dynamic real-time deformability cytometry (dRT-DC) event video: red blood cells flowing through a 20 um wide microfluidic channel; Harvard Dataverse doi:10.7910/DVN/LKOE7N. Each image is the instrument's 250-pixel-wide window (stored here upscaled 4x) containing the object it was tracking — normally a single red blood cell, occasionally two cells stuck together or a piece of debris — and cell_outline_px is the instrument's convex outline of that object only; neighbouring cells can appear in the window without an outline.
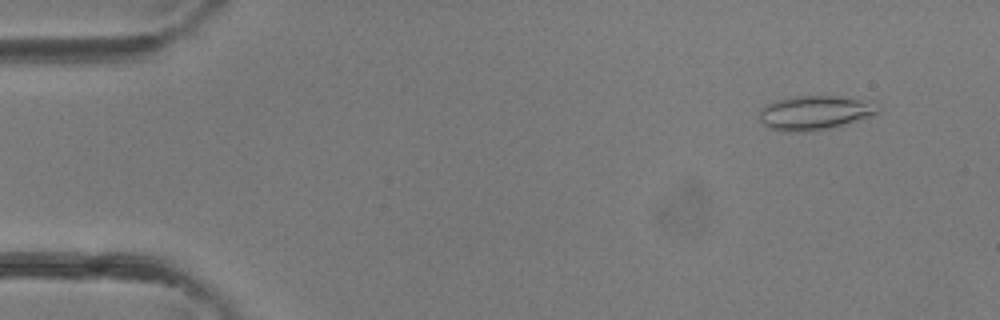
{"species": "common noctule bat (a hibernating species)", "species_latin": "Nyctalus noctula", "temperature_condition": "room temperature", "stored_images_in_passage": 3, "camera_frame_rate_fps": 3000, "um_per_image_px": 0.085, "animal": {"sex": "female"}, "frame": {"image": 1, "passage_image": 1, "time_ms": 0.0, "image_size_px": [1000, 320], "cell_outline_px": [[880, 112], [872, 116], [828, 128], [808, 132], [784, 132], [768, 128], [760, 120], [760, 108], [776, 100], [796, 96], [840, 96], [860, 100], [880, 108]], "centroid_in_image_um": [69.19, 9.6], "position_along_channel_um": 15.8, "area_um2": 23.35}}